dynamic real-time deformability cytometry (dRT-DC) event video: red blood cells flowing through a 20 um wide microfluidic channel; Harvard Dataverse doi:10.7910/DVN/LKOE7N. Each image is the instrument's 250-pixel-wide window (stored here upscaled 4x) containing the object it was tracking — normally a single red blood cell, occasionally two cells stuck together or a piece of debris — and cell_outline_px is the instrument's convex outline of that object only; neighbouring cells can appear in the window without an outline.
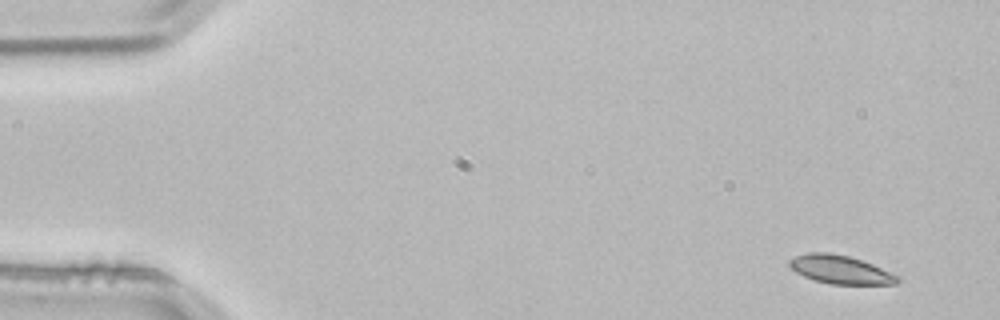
{"species": "common noctule bat (a hibernating species)", "species_latin": "Nyctalus noctula", "temperature_condition": "room temperature", "stored_images_in_passage": 3, "camera_frame_rate_fps": 3000, "um_per_image_px": 0.085, "animal": {"sex": "male", "body_mass_g": 21.5, "forearm_length_mm": 52.0}, "frame": {"image": 1, "passage_image": 1, "time_ms": 0.0, "image_size_px": [1000, 320], "cell_outline_px": [[900, 280], [896, 284], [828, 284], [804, 276], [796, 272], [788, 264], [788, 260], [796, 256], [808, 252], [832, 252], [848, 256], [872, 264], [900, 276]], "centroid_in_image_um": [71.43, 22.91], "position_along_channel_um": 13.6, "area_um2": 17.86}}
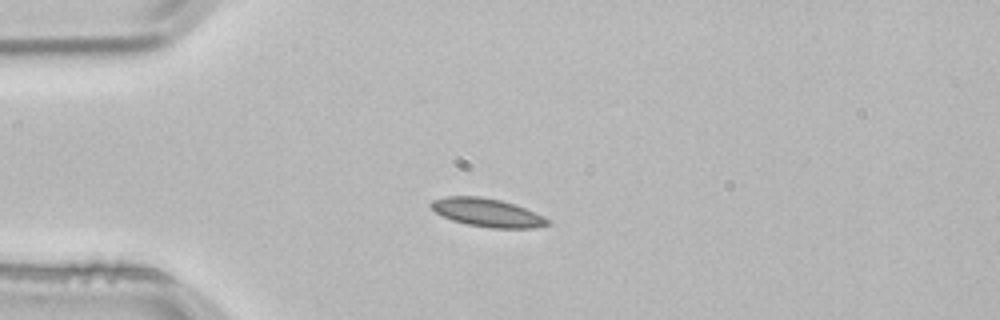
{"frame": {"image": 2, "passage_image": 3, "time_ms": 0.667, "image_size_px": [1000, 320], "cell_outline_px": [[548, 224], [532, 228], [492, 228], [468, 224], [452, 220], [436, 212], [428, 204], [432, 200], [444, 196], [480, 196], [500, 200], [516, 204], [544, 216], [548, 220]], "centroid_in_image_um": [41.39, 18.05], "position_along_channel_um": 43.6, "area_um2": 19.13}}